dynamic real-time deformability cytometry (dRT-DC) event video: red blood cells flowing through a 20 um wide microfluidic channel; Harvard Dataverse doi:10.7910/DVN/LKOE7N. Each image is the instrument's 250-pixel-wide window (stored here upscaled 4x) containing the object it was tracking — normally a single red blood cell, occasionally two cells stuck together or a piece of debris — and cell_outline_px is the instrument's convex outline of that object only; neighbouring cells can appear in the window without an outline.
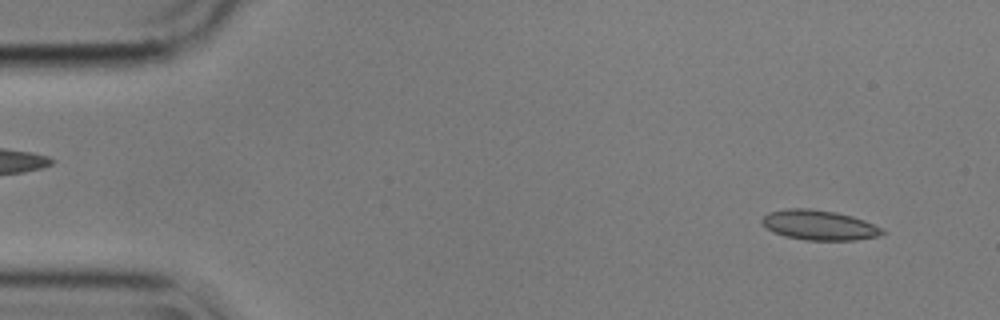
{"species": "common noctule bat (a hibernating species)", "species_latin": "Nyctalus noctula", "temperature_condition": "cold", "stored_images_in_passage": 55, "camera_frame_rate_fps": 3000, "um_per_image_px": 0.085, "animal": {"sex": "male", "body_mass_g": 17.9}, "frame": {"image": 1, "passage_image": 4, "time_ms": 1.0, "image_size_px": [1000, 320], "cell_outline_px": [[888, 232], [880, 236], [856, 240], [804, 240], [784, 236], [772, 232], [760, 220], [768, 212], [788, 208], [808, 208], [836, 212], [852, 216], [864, 220], [884, 228]], "centroid_in_image_um": [69.67, 19.14], "position_along_channel_um": 15.3, "area_um2": 21.21}}
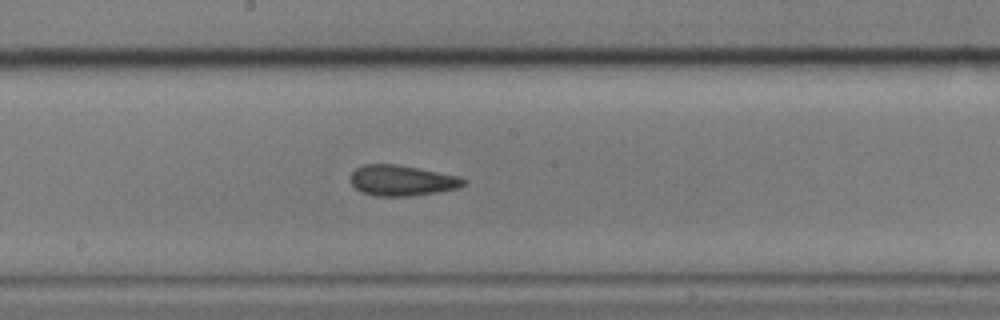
{"frame": {"image": 2, "passage_image": 29, "time_ms": 9.333, "image_size_px": [1000, 320], "cell_outline_px": [[468, 180], [464, 184], [456, 188], [436, 192], [408, 196], [376, 196], [364, 192], [356, 188], [352, 184], [352, 172], [356, 168], [364, 164], [396, 164], [456, 176]], "centroid_in_image_um": [34.14, 15.34], "position_along_channel_um": 214.1, "area_um2": 19.65}}
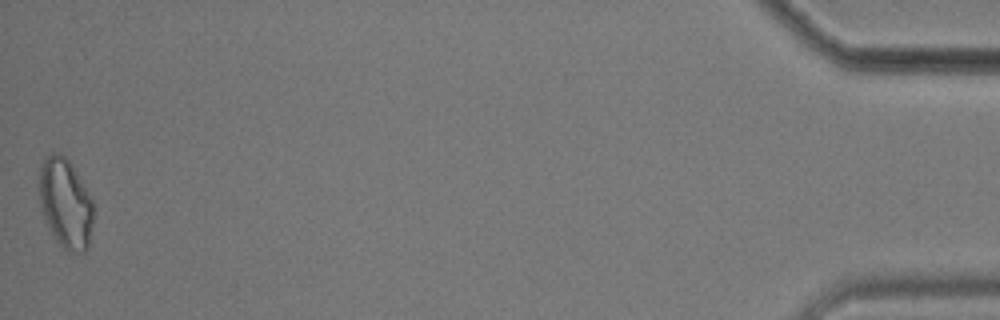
{"frame": {"image": 3, "passage_image": 55, "time_ms": 18.0, "image_size_px": [1000, 320], "cell_outline_px": [[92, 224], [88, 248], [84, 252], [68, 252], [52, 236], [44, 216], [40, 204], [40, 168], [44, 156], [52, 152], [60, 152], [72, 164], [92, 200]], "centroid_in_image_um": [5.56, 17.27], "position_along_channel_um": 429.6, "area_um2": 28.15}, "authors_computed_cell_mechanics": {"area_um2": 20.6924, "velocity_mm_per_s": 3.5686, "shape_relaxation_time_tau1_ms": null, "shape_relaxation_time_tau2_ms": 2.9902, "deformation_change_tau1": null, "deformation_change_tau2": 0.096}}